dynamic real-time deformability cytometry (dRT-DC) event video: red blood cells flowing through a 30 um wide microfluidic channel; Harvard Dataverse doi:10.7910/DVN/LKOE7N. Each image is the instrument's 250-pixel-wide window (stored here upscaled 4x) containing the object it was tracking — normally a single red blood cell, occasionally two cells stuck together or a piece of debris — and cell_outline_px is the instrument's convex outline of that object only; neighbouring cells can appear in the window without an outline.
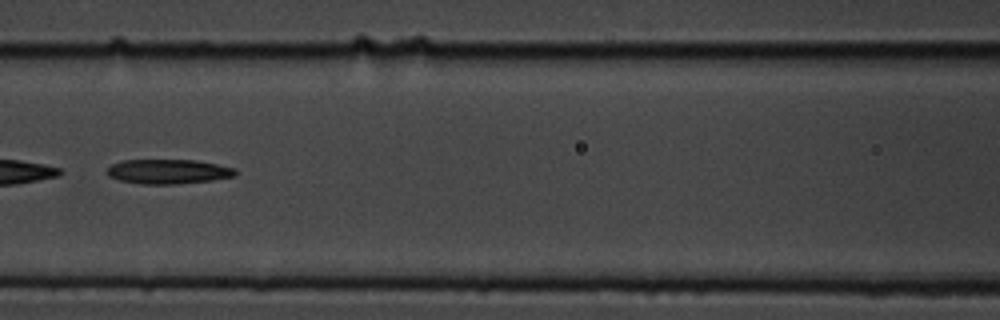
{"species": "common noctule bat (a hibernating species)", "species_latin": "Nyctalus noctula", "temperature_condition": "cold", "stored_images_in_passage": 11, "camera_frame_rate_fps": 3000, "um_per_image_px": 0.085, "animal": {"sex": "male", "body_mass_g": 19.5, "forearm_length_mm": 54.6}, "frame": {"image": 1, "passage_image": 11, "time_ms": 3.333, "image_size_px": [1000, 320], "cell_outline_px": [[236, 176], [212, 180], [176, 184], [140, 184], [120, 180], [108, 176], [108, 168], [112, 164], [124, 160], [196, 160], [236, 168]], "centroid_in_image_um": [14.32, 14.58], "position_along_channel_um": 152.3, "area_um2": 18.32}}